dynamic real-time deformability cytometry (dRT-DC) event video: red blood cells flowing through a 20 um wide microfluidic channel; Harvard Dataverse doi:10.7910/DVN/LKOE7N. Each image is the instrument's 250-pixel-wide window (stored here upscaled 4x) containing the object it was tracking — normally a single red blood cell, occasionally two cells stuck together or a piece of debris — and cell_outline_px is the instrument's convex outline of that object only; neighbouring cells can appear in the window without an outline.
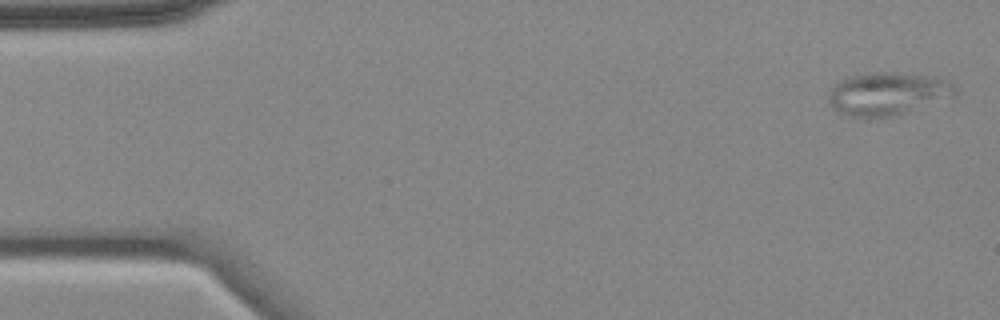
{"species": "common noctule bat (a hibernating species)", "species_latin": "Nyctalus noctula", "temperature_condition": "cold", "stored_images_in_passage": 5, "camera_frame_rate_fps": 3000, "um_per_image_px": 0.085, "animal": {"sex": "female", "body_mass_g": 18.4}, "frame": {"image": 1, "passage_image": 1, "time_ms": 0.0, "image_size_px": [1000, 320], "cell_outline_px": [[956, 96], [900, 116], [868, 120], [836, 112], [828, 100], [828, 92], [840, 80], [852, 76], [924, 76], [948, 80], [956, 84]], "centroid_in_image_um": [75.47, 8.1], "position_along_channel_um": 9.5, "area_um2": 31.1}}
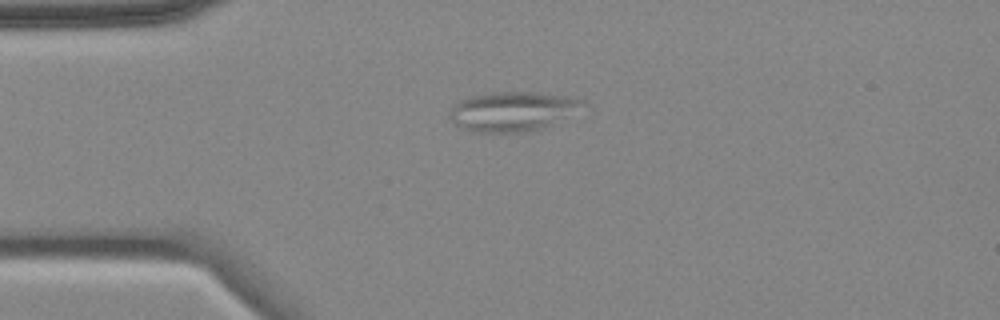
{"frame": {"image": 2, "passage_image": 4, "time_ms": 3.667, "image_size_px": [1000, 320], "cell_outline_px": [[592, 108], [552, 124], [540, 128], [524, 132], [472, 132], [456, 124], [448, 116], [452, 104], [460, 100], [472, 96], [492, 92], [540, 92], [564, 96], [584, 100]], "centroid_in_image_um": [43.68, 9.45], "position_along_channel_um": 41.3, "area_um2": 31.27}}